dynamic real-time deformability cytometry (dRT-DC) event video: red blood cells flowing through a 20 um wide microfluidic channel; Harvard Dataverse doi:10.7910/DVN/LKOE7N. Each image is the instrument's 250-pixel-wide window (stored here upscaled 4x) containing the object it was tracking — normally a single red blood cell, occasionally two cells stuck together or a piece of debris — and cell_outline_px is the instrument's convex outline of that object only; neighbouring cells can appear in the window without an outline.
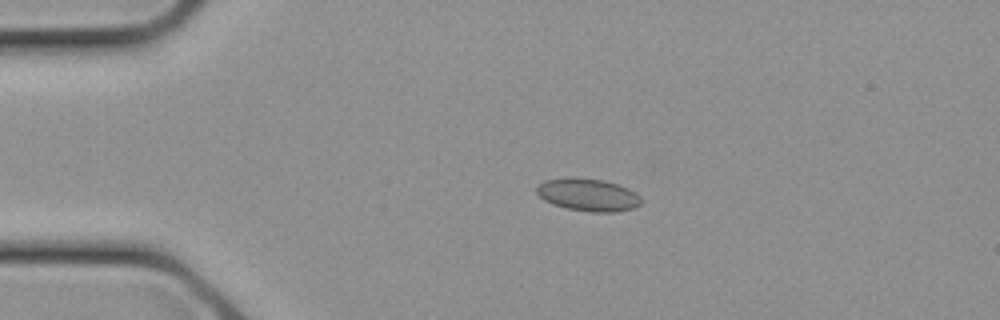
{"species": "common noctule bat (a hibernating species)", "species_latin": "Nyctalus noctula", "temperature_condition": "cold", "stored_images_in_passage": 19, "camera_frame_rate_fps": 3000, "um_per_image_px": 0.085, "animal": {"sex": "female", "body_mass_g": 21.9}, "frame": {"image": 1, "passage_image": 5, "time_ms": 1.333, "image_size_px": [1000, 320], "cell_outline_px": [[640, 204], [632, 208], [616, 212], [592, 212], [568, 208], [544, 200], [536, 192], [536, 188], [544, 180], [564, 176], [576, 176], [604, 180], [628, 188], [636, 192], [640, 196]], "centroid_in_image_um": [49.97, 16.52], "position_along_channel_um": 35.0, "area_um2": 19.94}}
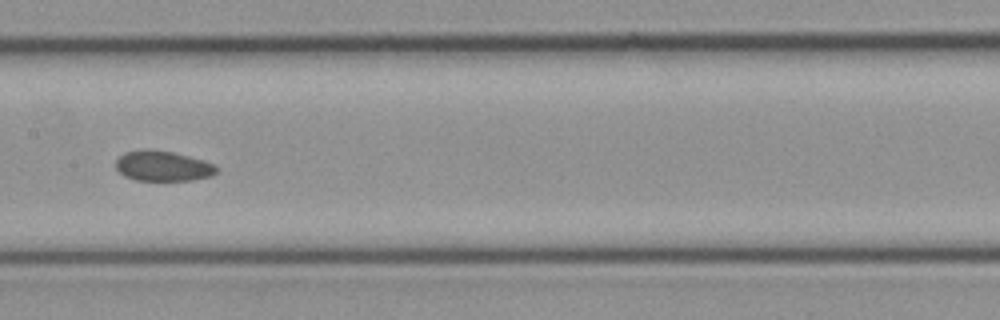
{"frame": {"image": 2, "passage_image": 13, "time_ms": 4.0, "image_size_px": [1000, 320], "cell_outline_px": [[216, 172], [212, 176], [192, 180], [136, 180], [124, 176], [116, 168], [116, 160], [124, 152], [144, 148], [148, 148], [172, 152], [204, 160], [212, 164], [216, 168]], "centroid_in_image_um": [13.8, 14.1], "position_along_channel_um": 193.6, "area_um2": 17.74}}
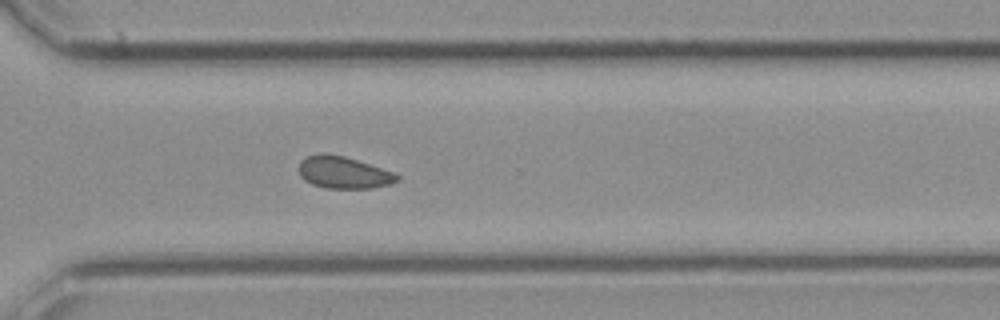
{"frame": {"image": 3, "passage_image": 19, "time_ms": 6.0, "image_size_px": [1000, 320], "cell_outline_px": [[400, 180], [392, 184], [372, 188], [324, 188], [312, 184], [304, 180], [300, 176], [300, 160], [308, 156], [320, 152], [324, 152], [344, 156], [392, 172], [400, 176]], "centroid_in_image_um": [29.19, 14.66], "position_along_channel_um": 341.4, "area_um2": 18.32}}